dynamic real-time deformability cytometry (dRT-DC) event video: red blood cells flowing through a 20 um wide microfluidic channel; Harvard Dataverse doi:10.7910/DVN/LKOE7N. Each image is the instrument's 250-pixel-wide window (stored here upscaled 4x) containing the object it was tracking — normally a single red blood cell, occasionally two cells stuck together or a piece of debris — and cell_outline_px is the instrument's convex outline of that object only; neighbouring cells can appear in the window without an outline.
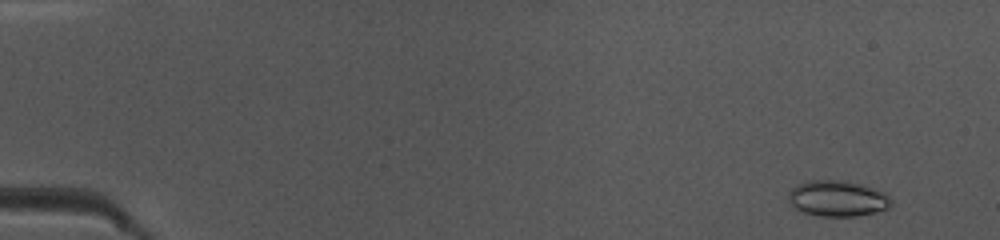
{"species": "common noctule bat (a hibernating species)", "species_latin": "Nyctalus noctula", "temperature_condition": "warm", "stored_images_in_passage": 49, "camera_frame_rate_fps": 3000, "um_per_image_px": 0.085, "animal": {"sex": "female", "body_mass_g": 10.0, "forearm_length_mm": 53.1}, "frame": {"image": 1, "passage_image": 4, "time_ms": 1.0, "image_size_px": [1000, 240], "cell_outline_px": [[892, 204], [888, 208], [856, 216], [820, 216], [804, 212], [788, 204], [788, 192], [792, 188], [808, 180], [840, 180], [860, 184], [884, 192], [892, 200]], "centroid_in_image_um": [71.15, 16.87], "position_along_channel_um": 13.8, "area_um2": 21.33}}
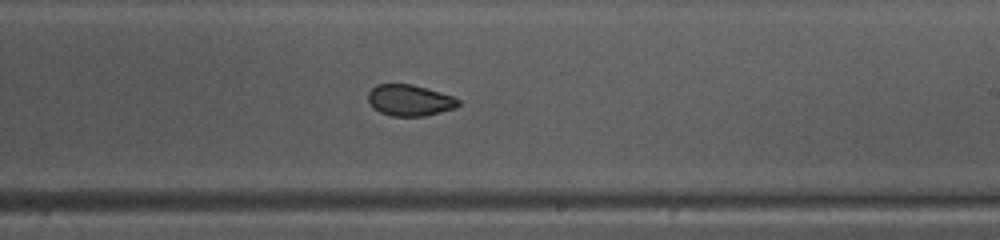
{"frame": {"image": 2, "passage_image": 30, "time_ms": 9.667, "image_size_px": [1000, 240], "cell_outline_px": [[460, 104], [456, 108], [424, 116], [392, 116], [380, 112], [372, 108], [368, 100], [368, 92], [376, 84], [412, 84], [452, 96], [460, 100]], "centroid_in_image_um": [34.8, 8.53], "position_along_channel_um": 254.2, "area_um2": 16.42}}
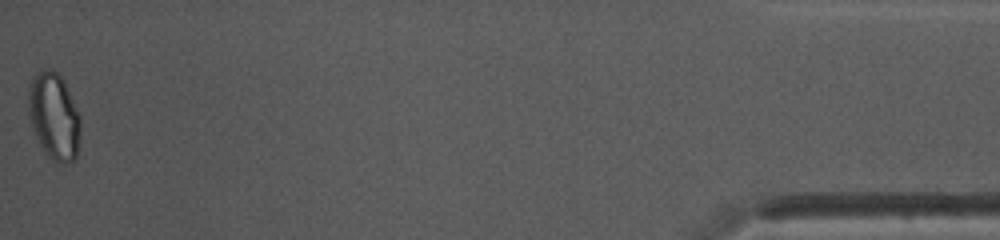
{"frame": {"image": 3, "passage_image": 49, "time_ms": 16.0, "image_size_px": [1000, 240], "cell_outline_px": [[80, 128], [76, 160], [72, 164], [64, 164], [48, 156], [44, 152], [36, 136], [28, 116], [28, 92], [32, 76], [48, 68], [56, 72], [60, 76], [80, 116]], "centroid_in_image_um": [4.58, 9.92], "position_along_channel_um": 430.6, "area_um2": 26.07}, "authors_computed_cell_mechanics": {"area_um2": 18.6694, "velocity_mm_per_s": 4.1399, "shape_relaxation_time_tau1_ms": 8.3395, "shape_relaxation_time_tau2_ms": 1.3942, "deformation_change_tau1": 0.1294, "deformation_change_tau2": 0.0425}}